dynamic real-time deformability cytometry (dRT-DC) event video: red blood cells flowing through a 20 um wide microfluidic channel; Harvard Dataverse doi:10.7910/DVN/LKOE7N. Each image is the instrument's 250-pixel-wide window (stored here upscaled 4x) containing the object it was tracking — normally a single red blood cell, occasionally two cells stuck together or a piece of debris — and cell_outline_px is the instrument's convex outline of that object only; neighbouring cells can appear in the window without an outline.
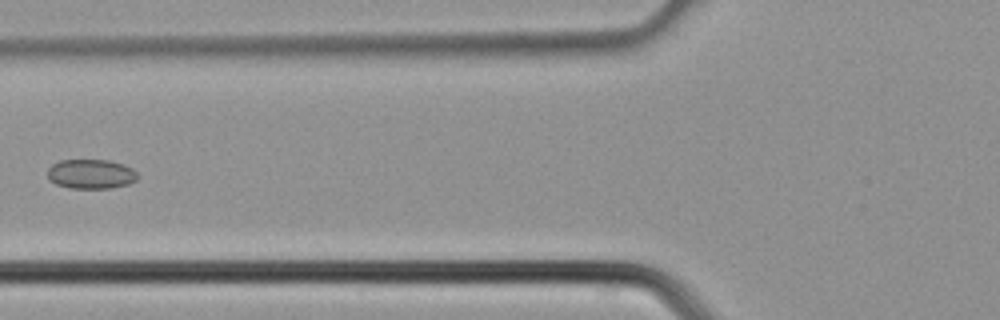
{"species": "common noctule bat (a hibernating species)", "species_latin": "Nyctalus noctula", "temperature_condition": "cold", "stored_images_in_passage": 4, "camera_frame_rate_fps": 3000, "um_per_image_px": 0.085, "animal": {"sex": "male", "body_mass_g": 21.5, "forearm_length_mm": 52.0}, "frame": {"image": 1, "passage_image": 4, "time_ms": 1.0, "image_size_px": [1000, 320], "cell_outline_px": [[136, 180], [128, 184], [112, 188], [72, 188], [56, 184], [48, 180], [48, 168], [52, 164], [60, 160], [108, 160], [124, 164], [132, 168], [136, 172]], "centroid_in_image_um": [7.71, 14.79], "position_along_channel_um": 118.1, "area_um2": 15.49}}